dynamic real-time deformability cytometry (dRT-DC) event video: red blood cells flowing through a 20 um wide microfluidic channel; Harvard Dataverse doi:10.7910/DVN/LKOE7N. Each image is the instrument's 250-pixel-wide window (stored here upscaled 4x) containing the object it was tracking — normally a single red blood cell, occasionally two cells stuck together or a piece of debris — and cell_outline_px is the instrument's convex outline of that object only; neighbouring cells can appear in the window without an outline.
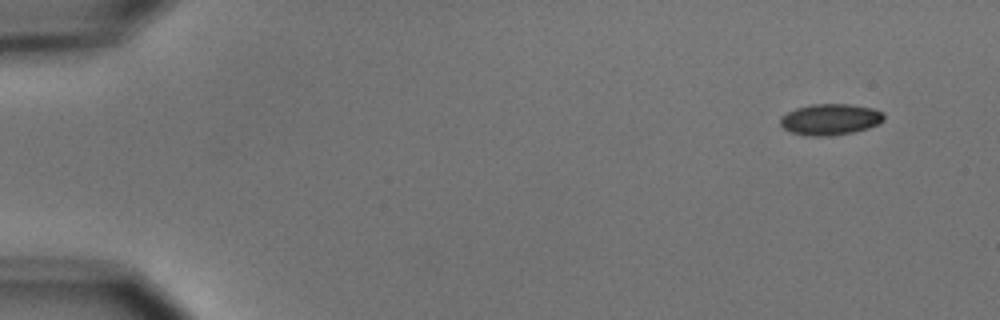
{"species": "common noctule bat (a hibernating species)", "species_latin": "Nyctalus noctula", "temperature_condition": "cold", "stored_images_in_passage": 2, "camera_frame_rate_fps": 3000, "um_per_image_px": 0.085, "animal": {"sex": "male", "body_mass_g": 15.6}, "frame": {"image": 1, "passage_image": 2, "time_ms": 2.0, "image_size_px": [1000, 320], "cell_outline_px": [[884, 120], [880, 124], [868, 128], [852, 132], [832, 136], [808, 136], [792, 132], [784, 128], [780, 124], [780, 116], [796, 108], [812, 104], [848, 104], [872, 108], [884, 112]], "centroid_in_image_um": [70.59, 10.15], "position_along_channel_um": 14.4, "area_um2": 18.9}}